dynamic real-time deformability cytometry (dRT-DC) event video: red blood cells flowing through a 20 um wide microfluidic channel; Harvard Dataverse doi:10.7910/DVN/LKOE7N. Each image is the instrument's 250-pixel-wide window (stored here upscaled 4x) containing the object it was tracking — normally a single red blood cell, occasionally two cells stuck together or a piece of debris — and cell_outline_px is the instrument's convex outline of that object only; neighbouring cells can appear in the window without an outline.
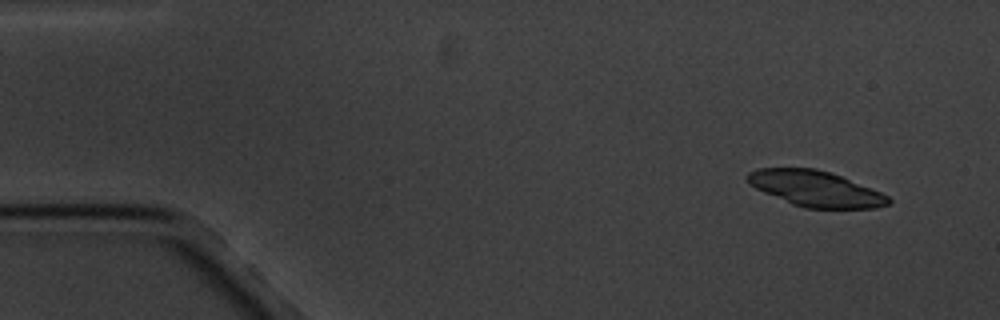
{"species": "common noctule bat (a hibernating species)", "species_latin": "Nyctalus noctula", "temperature_condition": "cold", "stored_images_in_passage": 8, "camera_frame_rate_fps": 3000, "um_per_image_px": 0.085, "animal": {"sex": "male", "body_mass_g": 20.1, "forearm_length_mm": 53.5}, "frame": {"image": 1, "passage_image": 1, "time_ms": 0.0, "image_size_px": [1000, 320], "cell_outline_px": [[892, 200], [888, 204], [876, 208], [804, 208], [792, 204], [764, 192], [748, 184], [744, 176], [748, 172], [756, 168], [816, 168], [840, 176], [880, 192], [888, 196]], "centroid_in_image_um": [69.26, 16.03], "position_along_channel_um": 15.7, "area_um2": 29.13}}
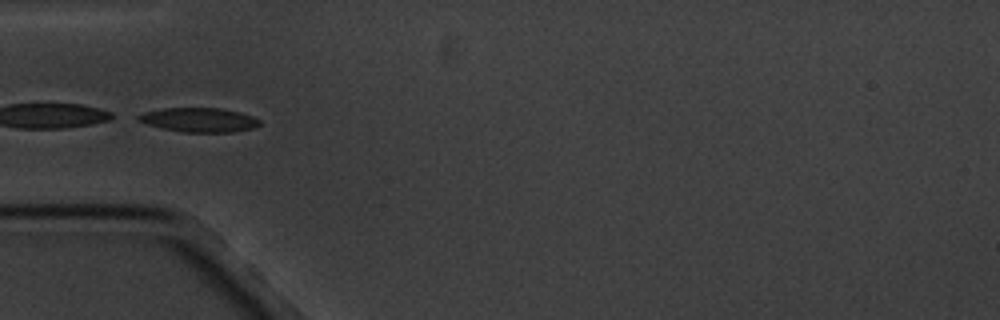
{"frame": {"image": 2, "passage_image": 5, "time_ms": 4.667, "image_size_px": [1000, 320], "cell_outline_px": [[260, 124], [252, 128], [232, 132], [184, 132], [160, 128], [136, 120], [136, 116], [144, 112], [164, 108], [220, 108], [240, 112], [252, 116], [260, 120]], "centroid_in_image_um": [16.9, 10.19], "position_along_channel_um": 68.1, "area_um2": 17.11}}